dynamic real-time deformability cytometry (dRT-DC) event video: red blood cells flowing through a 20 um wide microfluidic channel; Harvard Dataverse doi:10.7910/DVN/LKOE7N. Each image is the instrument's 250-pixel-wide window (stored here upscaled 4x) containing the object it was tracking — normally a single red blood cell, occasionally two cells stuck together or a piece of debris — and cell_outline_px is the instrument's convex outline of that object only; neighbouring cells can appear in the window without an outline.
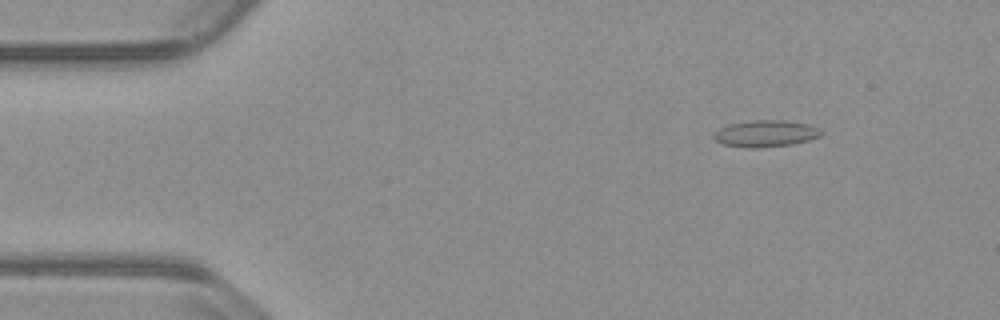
{"species": "common noctule bat (a hibernating species)", "species_latin": "Nyctalus noctula", "temperature_condition": "warm", "stored_images_in_passage": 54, "camera_frame_rate_fps": 3000, "um_per_image_px": 0.085, "animal": {"sex": "male", "body_mass_g": 23.1, "forearm_length_mm": 52.7}, "frame": {"image": 1, "passage_image": 7, "time_ms": 2.0, "image_size_px": [1000, 320], "cell_outline_px": [[824, 132], [820, 136], [808, 140], [792, 144], [756, 148], [748, 148], [720, 144], [712, 136], [712, 132], [728, 124], [748, 120], [784, 120], [808, 124], [820, 128]], "centroid_in_image_um": [65.04, 11.34], "position_along_channel_um": 20.0, "area_um2": 16.94}}
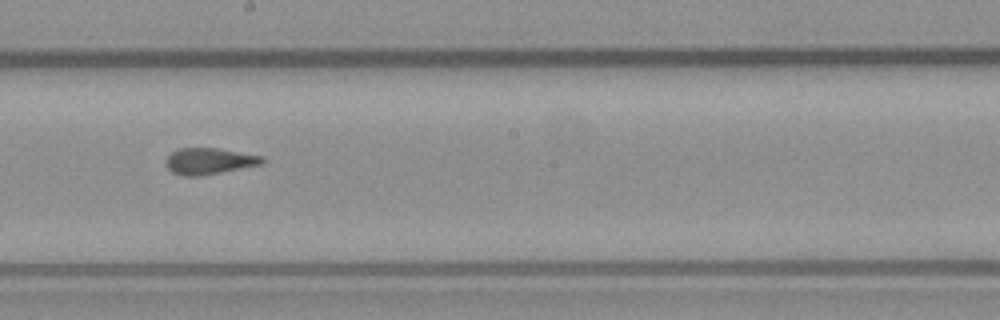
{"frame": {"image": 2, "passage_image": 30, "time_ms": 9.667, "image_size_px": [1000, 320], "cell_outline_px": [[268, 160], [264, 164], [200, 176], [184, 176], [172, 172], [168, 168], [164, 160], [172, 152], [180, 148], [216, 148], [264, 156]], "centroid_in_image_um": [17.83, 13.7], "position_along_channel_um": 230.4, "area_um2": 14.91}}
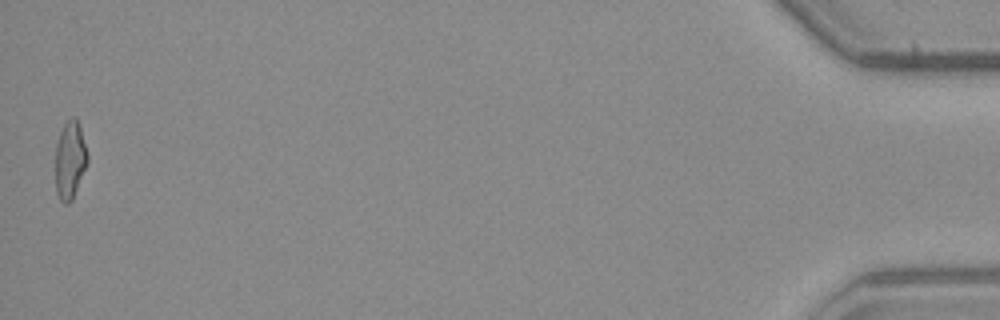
{"frame": {"image": 3, "passage_image": 54, "time_ms": 17.667, "image_size_px": [1000, 320], "cell_outline_px": [[88, 160], [72, 200], [68, 204], [64, 204], [60, 200], [56, 192], [56, 144], [60, 132], [64, 124], [72, 116], [76, 116], [80, 128], [88, 156]], "centroid_in_image_um": [5.94, 13.6], "position_along_channel_um": 429.3, "area_um2": 14.33}, "authors_computed_cell_mechanics": {"area_um2": 15.2592, "velocity_mm_per_s": 3.8059, "shape_relaxation_time_tau1_ms": null, "shape_relaxation_time_tau2_ms": 1.5628, "deformation_change_tau1": null, "deformation_change_tau2": 0.0783}}